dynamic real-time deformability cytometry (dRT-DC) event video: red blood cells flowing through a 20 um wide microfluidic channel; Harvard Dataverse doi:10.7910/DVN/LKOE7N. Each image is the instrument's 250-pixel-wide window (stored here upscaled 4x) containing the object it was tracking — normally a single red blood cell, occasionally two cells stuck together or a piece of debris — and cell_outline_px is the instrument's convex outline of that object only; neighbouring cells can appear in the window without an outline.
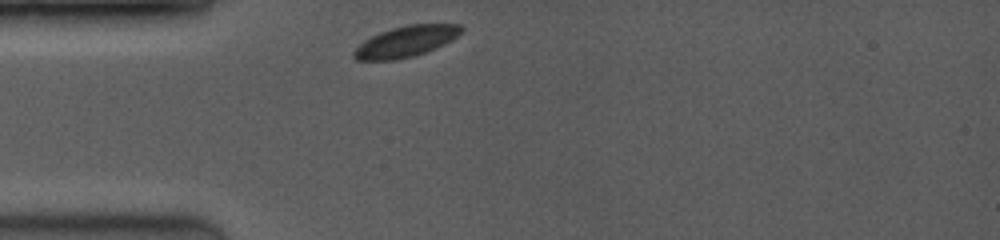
{"species": "common noctule bat (a hibernating species)", "species_latin": "Nyctalus noctula", "temperature_condition": "room temperature", "stored_images_in_passage": 31, "camera_frame_rate_fps": 3500, "um_per_image_px": 0.085, "animal": {"sex": "female", "body_mass_g": 19.0, "forearm_length_mm": 53.3}, "frame": {"image": 1, "passage_image": 1, "time_ms": 0.0, "image_size_px": [1000, 240], "cell_outline_px": [[464, 28], [452, 40], [436, 48], [412, 56], [396, 60], [356, 60], [352, 56], [352, 52], [368, 36], [392, 28], [408, 24], [460, 24]], "centroid_in_image_um": [34.47, 3.52], "position_along_channel_um": 50.5, "area_um2": 19.36}}
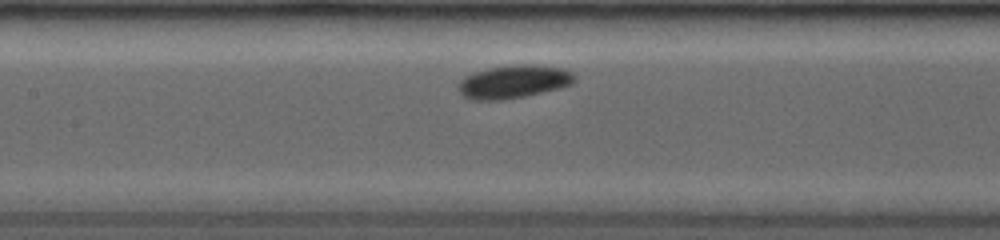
{"frame": {"image": 2, "passage_image": 14, "time_ms": 3.143, "image_size_px": [1000, 240], "cell_outline_px": [[576, 80], [572, 84], [560, 88], [524, 96], [504, 100], [468, 100], [456, 88], [456, 84], [464, 76], [472, 72], [488, 68], [520, 64], [536, 64], [564, 68], [572, 72], [576, 76]], "centroid_in_image_um": [43.64, 6.94], "position_along_channel_um": 163.8, "area_um2": 22.89}}
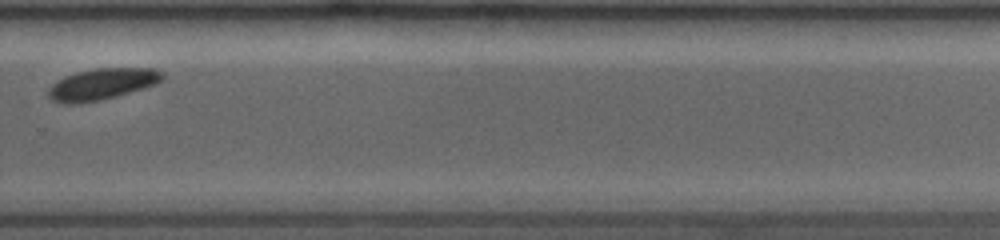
{"frame": {"image": 3, "passage_image": 29, "time_ms": 7.143, "image_size_px": [1000, 240], "cell_outline_px": [[164, 80], [156, 84], [144, 88], [116, 96], [100, 100], [80, 104], [64, 104], [52, 100], [48, 96], [48, 88], [52, 84], [64, 76], [76, 72], [96, 68], [156, 68], [164, 72]], "centroid_in_image_um": [8.69, 7.15], "position_along_channel_um": 321.1, "area_um2": 21.1}}